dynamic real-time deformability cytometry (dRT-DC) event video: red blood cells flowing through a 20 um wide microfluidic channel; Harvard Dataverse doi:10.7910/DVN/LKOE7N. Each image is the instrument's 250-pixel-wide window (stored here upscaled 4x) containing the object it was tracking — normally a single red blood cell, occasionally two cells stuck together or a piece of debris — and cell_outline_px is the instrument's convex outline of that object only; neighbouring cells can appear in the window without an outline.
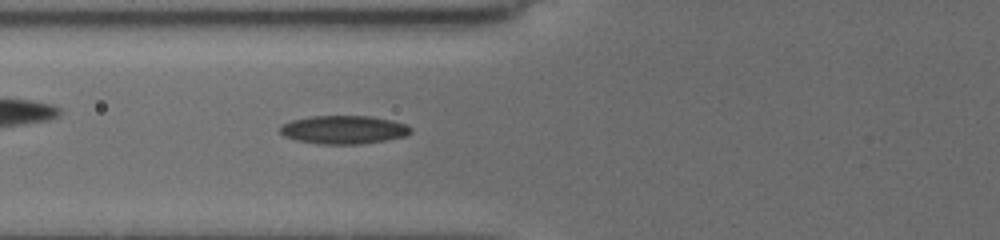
{"species": "common noctule bat (a hibernating species)", "species_latin": "Nyctalus noctula", "temperature_condition": "cold", "stored_images_in_passage": 33, "camera_frame_rate_fps": 3000, "um_per_image_px": 0.085, "animal": {"sex": "female", "body_mass_g": 19.5, "forearm_length_mm": 54.1}, "frame": {"image": 1, "passage_image": 10, "time_ms": 4.0, "image_size_px": [1000, 240], "cell_outline_px": [[412, 132], [404, 136], [384, 140], [360, 144], [320, 144], [296, 140], [284, 136], [280, 132], [280, 128], [284, 124], [292, 120], [308, 116], [368, 116], [392, 120], [408, 124], [412, 128]], "centroid_in_image_um": [29.23, 11.02], "position_along_channel_um": 96.6, "area_um2": 21.56}}
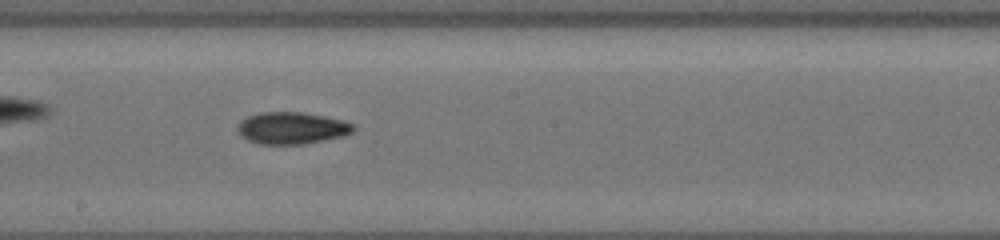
{"frame": {"image": 2, "passage_image": 19, "time_ms": 7.333, "image_size_px": [1000, 240], "cell_outline_px": [[356, 128], [352, 132], [344, 136], [304, 144], [260, 144], [248, 140], [240, 136], [236, 132], [236, 128], [240, 120], [248, 116], [260, 112], [304, 112], [344, 120], [356, 124]], "centroid_in_image_um": [24.8, 10.88], "position_along_channel_um": 223.4, "area_um2": 21.91}}
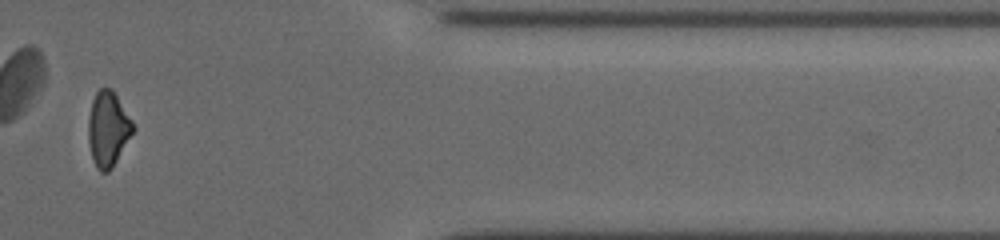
{"frame": {"image": 3, "passage_image": 31, "time_ms": 12.667, "image_size_px": [1000, 240], "cell_outline_px": [[136, 128], [112, 168], [108, 172], [100, 172], [96, 168], [92, 156], [88, 140], [88, 120], [92, 100], [96, 92], [100, 88], [112, 88], [132, 120]], "centroid_in_image_um": [9.19, 10.96], "position_along_channel_um": 402.2, "area_um2": 19.59}}